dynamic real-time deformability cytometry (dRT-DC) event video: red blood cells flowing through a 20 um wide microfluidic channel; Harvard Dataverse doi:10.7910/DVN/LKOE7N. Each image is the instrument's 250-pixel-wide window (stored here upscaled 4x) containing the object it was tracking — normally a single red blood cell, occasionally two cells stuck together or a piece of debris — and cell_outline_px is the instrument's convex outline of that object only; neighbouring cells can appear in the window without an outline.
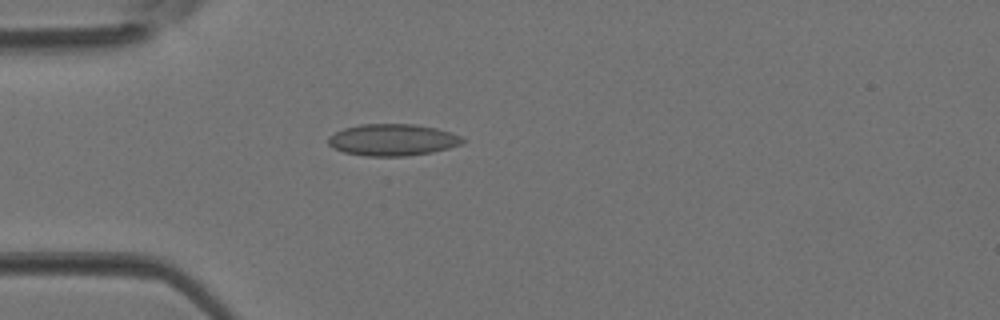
{"species": "Egyptian fruit bat (a non-hibernating species)", "species_latin": "Rousettus aegyptiacus", "temperature_condition": "room temperature", "stored_images_in_passage": 4, "camera_frame_rate_fps": 3000, "um_per_image_px": 0.085, "animal": {"sex": "female"}, "frame": {"image": 1, "passage_image": 4, "time_ms": 1.0, "image_size_px": [1000, 320], "cell_outline_px": [[464, 140], [460, 144], [448, 148], [432, 152], [408, 156], [364, 156], [344, 152], [332, 148], [328, 144], [328, 136], [344, 128], [360, 124], [412, 124], [436, 128], [452, 132], [460, 136]], "centroid_in_image_um": [33.34, 11.89], "position_along_channel_um": 51.7, "area_um2": 24.85}}